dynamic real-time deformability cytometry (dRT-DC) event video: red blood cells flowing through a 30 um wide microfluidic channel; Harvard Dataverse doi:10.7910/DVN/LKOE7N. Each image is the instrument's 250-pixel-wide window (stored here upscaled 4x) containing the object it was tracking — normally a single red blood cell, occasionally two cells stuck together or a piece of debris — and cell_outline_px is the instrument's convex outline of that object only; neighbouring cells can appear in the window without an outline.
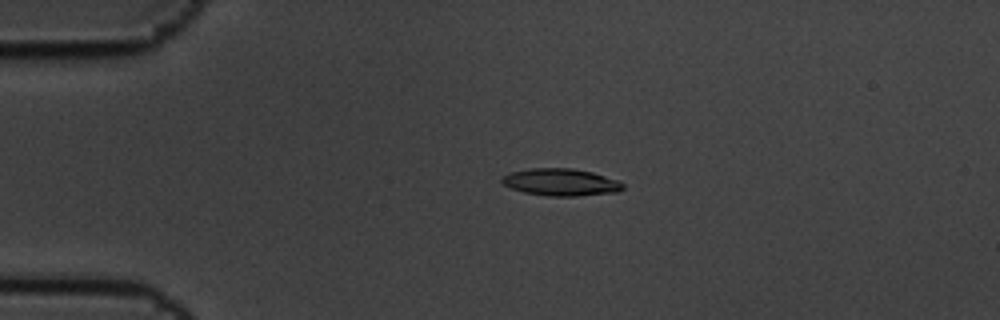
{"species": "common noctule bat (a hibernating species)", "species_latin": "Nyctalus noctula", "temperature_condition": "cold", "stored_images_in_passage": 5, "camera_frame_rate_fps": 3000, "um_per_image_px": 0.085, "animal": {"sex": "male", "body_mass_g": 19.5, "forearm_length_mm": 54.6}, "frame": {"image": 1, "passage_image": 4, "time_ms": 1.0, "image_size_px": [1000, 320], "cell_outline_px": [[624, 188], [620, 192], [576, 196], [548, 196], [524, 192], [512, 188], [504, 184], [500, 180], [500, 176], [512, 172], [532, 168], [572, 168], [592, 172], [620, 180], [624, 184]], "centroid_in_image_um": [47.71, 15.49], "position_along_channel_um": 37.3, "area_um2": 19.31}}